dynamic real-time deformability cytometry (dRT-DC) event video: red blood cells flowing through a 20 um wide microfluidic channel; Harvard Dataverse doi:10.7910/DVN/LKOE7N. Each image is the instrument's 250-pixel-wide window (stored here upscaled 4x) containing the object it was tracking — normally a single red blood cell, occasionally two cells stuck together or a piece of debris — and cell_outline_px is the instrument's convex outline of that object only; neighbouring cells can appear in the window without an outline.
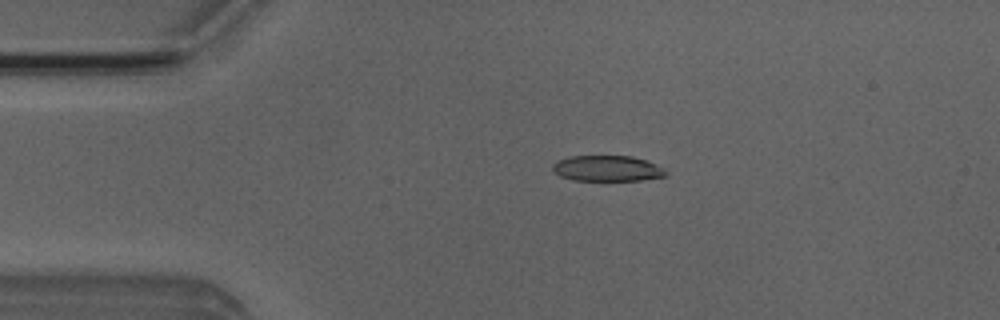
{"species": "Egyptian fruit bat (a non-hibernating species)", "species_latin": "Rousettus aegyptiacus", "temperature_condition": "room temperature", "stored_images_in_passage": 4, "camera_frame_rate_fps": 3000, "um_per_image_px": 0.085, "animal": {"sex": "male"}, "frame": {"image": 1, "passage_image": 3, "time_ms": 2.0, "image_size_px": [1000, 320], "cell_outline_px": [[668, 172], [664, 176], [640, 180], [572, 180], [560, 176], [552, 172], [552, 164], [556, 160], [568, 156], [632, 156], [656, 164], [664, 168]], "centroid_in_image_um": [51.56, 14.31], "position_along_channel_um": 33.4, "area_um2": 17.05}}